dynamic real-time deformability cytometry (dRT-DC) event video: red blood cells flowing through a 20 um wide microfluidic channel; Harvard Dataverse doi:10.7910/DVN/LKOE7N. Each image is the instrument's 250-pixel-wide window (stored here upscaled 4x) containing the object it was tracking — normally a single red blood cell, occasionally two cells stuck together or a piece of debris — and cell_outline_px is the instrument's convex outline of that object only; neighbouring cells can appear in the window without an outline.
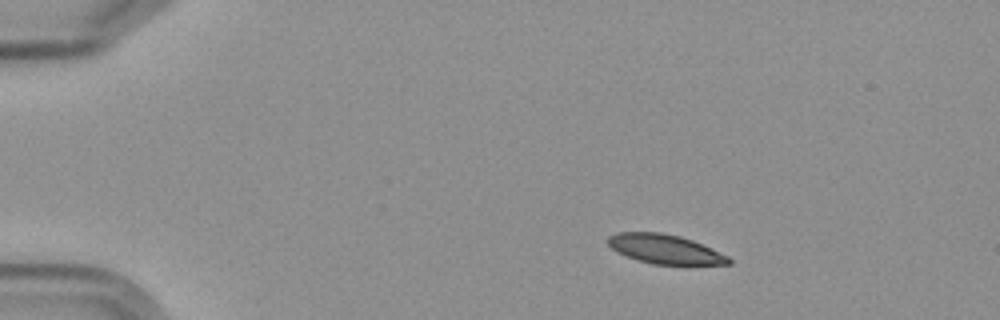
{"species": "Egyptian fruit bat (a non-hibernating species)", "species_latin": "Rousettus aegyptiacus", "temperature_condition": "cold", "stored_images_in_passage": 6, "camera_frame_rate_fps": 3000, "um_per_image_px": 0.085, "frame": {"image": 1, "passage_image": 2, "time_ms": 1.333, "image_size_px": [1000, 320], "cell_outline_px": [[732, 264], [652, 264], [636, 260], [616, 252], [608, 244], [608, 236], [616, 232], [660, 232], [680, 236], [692, 240], [728, 256], [732, 260]], "centroid_in_image_um": [56.48, 21.17], "position_along_channel_um": 28.5, "area_um2": 20.52}}
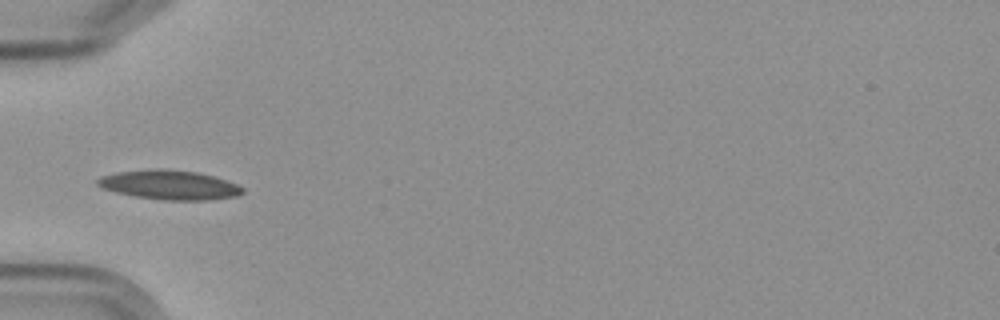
{"frame": {"image": 2, "passage_image": 5, "time_ms": 4.667, "image_size_px": [1000, 320], "cell_outline_px": [[244, 192], [236, 196], [208, 200], [164, 200], [136, 196], [116, 192], [104, 188], [96, 184], [96, 180], [100, 176], [116, 172], [156, 168], [196, 172], [212, 176], [236, 184], [244, 188]], "centroid_in_image_um": [14.38, 15.71], "position_along_channel_um": 70.6, "area_um2": 24.57}}
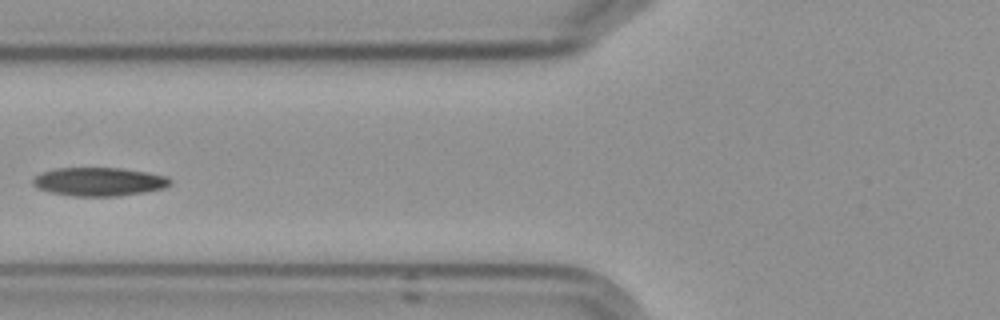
{"frame": {"image": 3, "passage_image": 6, "time_ms": 6.0, "image_size_px": [1000, 320], "cell_outline_px": [[172, 184], [164, 188], [144, 192], [120, 196], [72, 196], [52, 192], [40, 188], [32, 184], [32, 180], [40, 172], [56, 168], [120, 168], [148, 172], [164, 176], [172, 180]], "centroid_in_image_um": [8.43, 15.44], "position_along_channel_um": 117.4, "area_um2": 22.77}}